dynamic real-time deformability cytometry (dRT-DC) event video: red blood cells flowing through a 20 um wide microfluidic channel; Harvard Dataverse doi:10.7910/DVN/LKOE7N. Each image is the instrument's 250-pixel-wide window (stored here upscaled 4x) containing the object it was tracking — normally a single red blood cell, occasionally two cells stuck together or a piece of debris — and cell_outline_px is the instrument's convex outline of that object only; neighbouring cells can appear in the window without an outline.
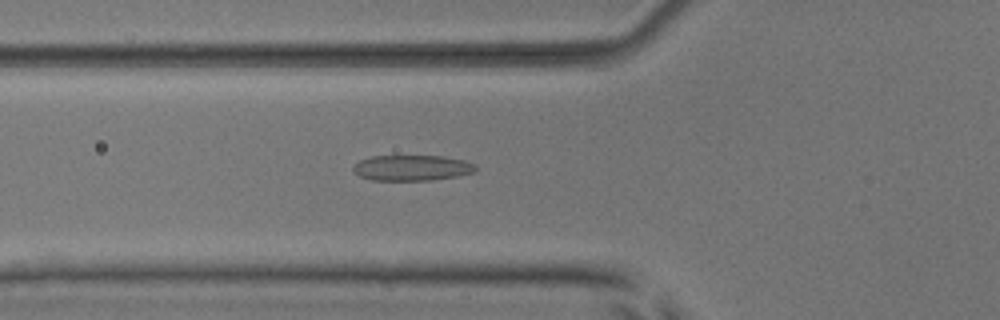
{"species": "common noctule bat (a hibernating species)", "species_latin": "Nyctalus noctula", "temperature_condition": "room temperature", "stored_images_in_passage": 38, "camera_frame_rate_fps": 3000, "um_per_image_px": 0.085, "animal": {"sex": "male", "body_mass_g": 17.9, "forearm_length_mm": 54.2}, "frame": {"image": 1, "passage_image": 4, "time_ms": 1.0, "image_size_px": [1000, 320], "cell_outline_px": [[476, 168], [472, 172], [456, 176], [432, 180], [372, 180], [360, 176], [352, 168], [360, 160], [372, 156], [444, 156], [464, 160], [476, 164]], "centroid_in_image_um": [35.03, 14.26], "position_along_channel_um": 90.8, "area_um2": 18.09}}
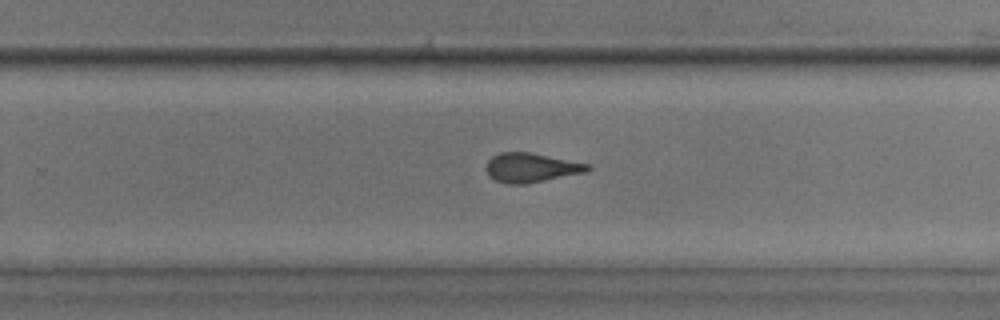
{"frame": {"image": 2, "passage_image": 19, "time_ms": 6.0, "image_size_px": [1000, 320], "cell_outline_px": [[592, 168], [588, 172], [524, 184], [508, 184], [496, 180], [488, 176], [484, 168], [488, 160], [492, 156], [500, 152], [528, 152], [592, 164]], "centroid_in_image_um": [45.15, 14.25], "position_along_channel_um": 284.6, "area_um2": 17.51}}
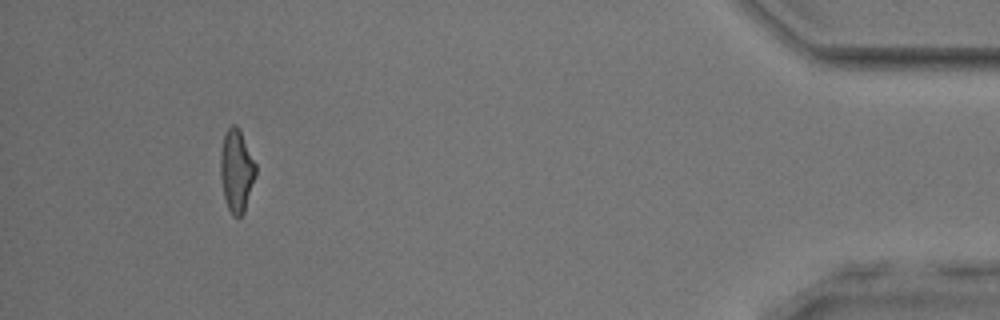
{"frame": {"image": 3, "passage_image": 34, "time_ms": 11.0, "image_size_px": [1000, 320], "cell_outline_px": [[256, 176], [244, 212], [240, 216], [232, 216], [228, 208], [224, 196], [220, 176], [220, 152], [224, 136], [228, 128], [232, 124], [236, 124], [256, 164]], "centroid_in_image_um": [20.1, 14.53], "position_along_channel_um": 415.1, "area_um2": 16.82}, "authors_computed_cell_mechanics": {"area_um2": 17.3111, "velocity_mm_per_s": 3.8824, "shape_relaxation_time_tau1_ms": 9.0946, "shape_relaxation_time_tau2_ms": 2.1127, "deformation_change_tau1": 0.2167, "deformation_change_tau2": 0.1204}}